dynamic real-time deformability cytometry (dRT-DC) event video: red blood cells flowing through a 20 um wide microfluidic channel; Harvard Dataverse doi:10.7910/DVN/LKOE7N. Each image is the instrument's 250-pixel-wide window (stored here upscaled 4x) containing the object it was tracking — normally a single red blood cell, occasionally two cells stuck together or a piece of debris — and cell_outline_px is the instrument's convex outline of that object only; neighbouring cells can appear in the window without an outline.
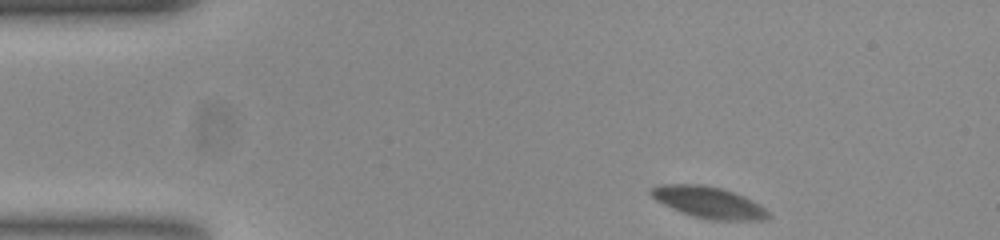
{"species": "common noctule bat (a hibernating species)", "species_latin": "Nyctalus noctula", "temperature_condition": "room temperature", "stored_images_in_passage": 49, "camera_frame_rate_fps": 3000, "um_per_image_px": 0.085, "animal": {"sex": "female", "body_mass_g": 23.0, "forearm_length_mm": 53.4}, "frame": {"image": 1, "passage_image": 1, "time_ms": 0.0, "image_size_px": [1000, 240], "cell_outline_px": [[768, 216], [760, 220], [720, 220], [696, 216], [684, 212], [652, 196], [652, 188], [660, 184], [700, 184], [720, 188], [744, 196], [752, 200], [764, 208], [768, 212]], "centroid_in_image_um": [60.3, 17.18], "position_along_channel_um": 24.7, "area_um2": 20.4}}
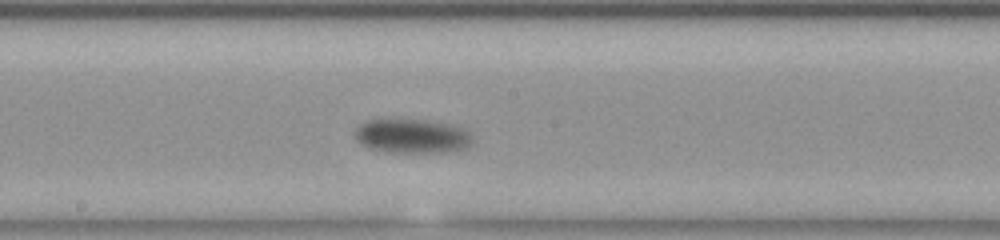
{"frame": {"image": 2, "passage_image": 22, "time_ms": 7.0, "image_size_px": [1000, 240], "cell_outline_px": [[472, 144], [464, 148], [444, 152], [408, 152], [376, 148], [364, 144], [356, 136], [356, 128], [360, 124], [368, 120], [420, 120], [444, 124], [460, 128], [468, 132], [472, 140]], "centroid_in_image_um": [35.07, 11.56], "position_along_channel_um": 213.1, "area_um2": 22.14}}
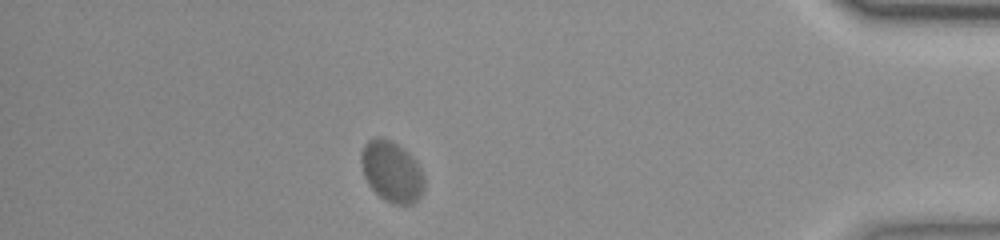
{"frame": {"image": 3, "passage_image": 42, "time_ms": 13.667, "image_size_px": [1000, 240], "cell_outline_px": [[424, 188], [420, 196], [412, 204], [392, 204], [384, 200], [368, 184], [364, 176], [360, 160], [360, 156], [364, 144], [368, 140], [376, 136], [380, 136], [396, 144], [416, 160], [424, 176]], "centroid_in_image_um": [33.28, 14.59], "position_along_channel_um": 401.9, "area_um2": 22.31}, "authors_computed_cell_mechanics": {"area_um2": 21.5594, "velocity_mm_per_s": 3.5537, "shape_relaxation_time_tau1_ms": 1.8227, "shape_relaxation_time_tau2_ms": null, "deformation_change_tau1": 0.0608, "deformation_change_tau2": null}}